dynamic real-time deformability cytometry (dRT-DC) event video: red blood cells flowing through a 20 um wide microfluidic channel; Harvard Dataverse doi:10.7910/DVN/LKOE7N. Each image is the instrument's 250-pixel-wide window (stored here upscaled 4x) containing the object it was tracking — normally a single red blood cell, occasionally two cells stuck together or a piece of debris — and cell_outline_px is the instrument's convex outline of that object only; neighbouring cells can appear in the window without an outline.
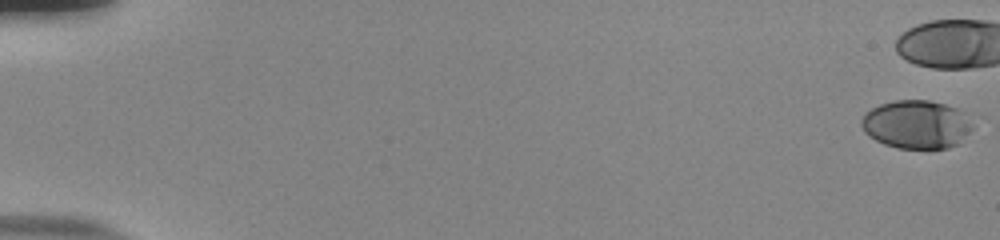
{"species": "human", "species_latin": "Homo sapiens", "temperature_condition": "room temperature", "stored_images_in_passage": 13, "camera_frame_rate_fps": 3000, "um_per_image_px": 0.085, "donor": {"sex": "male"}, "frame": {"image": 1, "passage_image": 1, "time_ms": 0.0, "image_size_px": [1000, 240], "cell_outline_px": [[976, 120], [972, 128], [960, 144], [948, 148], [896, 148], [884, 144], [868, 136], [864, 132], [860, 124], [860, 120], [872, 108], [880, 104], [896, 100], [928, 100], [944, 104], [956, 108], [972, 116]], "centroid_in_image_um": [77.96, 10.58], "position_along_channel_um": 7.0, "area_um2": 31.79}}